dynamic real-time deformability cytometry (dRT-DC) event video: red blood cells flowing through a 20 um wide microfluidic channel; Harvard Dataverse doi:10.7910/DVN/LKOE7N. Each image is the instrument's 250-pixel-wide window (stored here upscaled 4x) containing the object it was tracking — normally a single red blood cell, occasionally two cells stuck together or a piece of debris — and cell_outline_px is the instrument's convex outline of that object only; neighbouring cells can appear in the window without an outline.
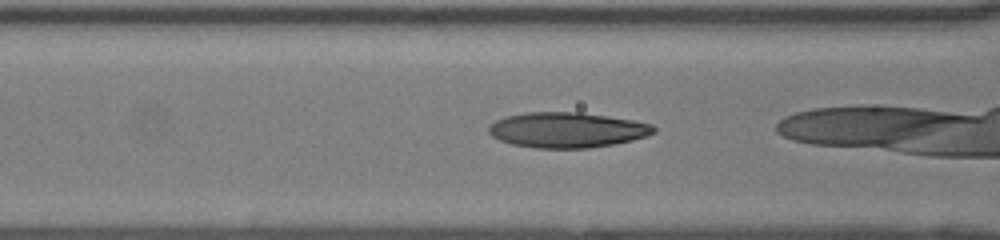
{"species": "human", "species_latin": "Homo sapiens", "temperature_condition": "room temperature", "stored_images_in_passage": 22, "camera_frame_rate_fps": 3000, "um_per_image_px": 0.085, "donor": {"sex": "female"}, "frame": {"image": 1, "passage_image": 3, "time_ms": 0.667, "image_size_px": [1000, 240], "cell_outline_px": [[656, 132], [648, 136], [632, 140], [612, 144], [588, 148], [536, 148], [512, 144], [500, 140], [492, 136], [488, 132], [488, 128], [496, 120], [508, 116], [528, 112], [580, 112], [608, 116], [632, 120], [652, 124], [656, 128]], "centroid_in_image_um": [48.22, 11.05], "position_along_channel_um": 118.4, "area_um2": 33.87}}
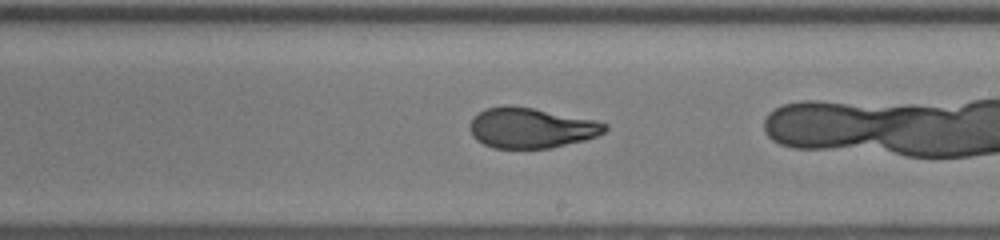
{"frame": {"image": 2, "passage_image": 12, "time_ms": 3.667, "image_size_px": [1000, 240], "cell_outline_px": [[608, 128], [604, 132], [596, 136], [584, 140], [552, 148], [492, 148], [476, 140], [472, 136], [468, 124], [484, 108], [504, 104], [508, 104], [532, 108], [596, 120], [608, 124]], "centroid_in_image_um": [45.13, 10.87], "position_along_channel_um": 243.9, "area_um2": 31.91}}
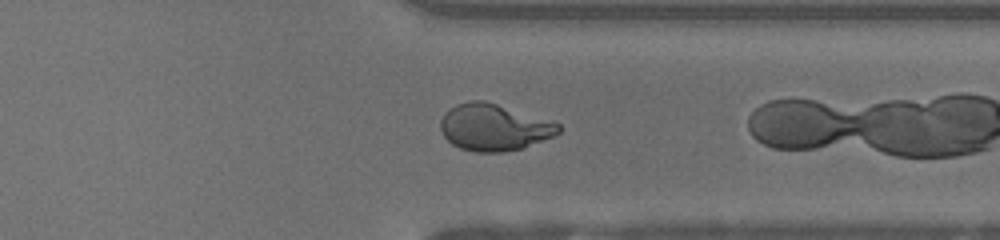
{"frame": {"image": 3, "passage_image": 21, "time_ms": 6.667, "image_size_px": [1000, 240], "cell_outline_px": [[560, 132], [552, 136], [524, 148], [504, 152], [476, 152], [460, 148], [452, 144], [444, 136], [440, 128], [440, 120], [444, 112], [448, 108], [456, 104], [468, 100], [484, 100], [552, 120], [560, 124]], "centroid_in_image_um": [41.97, 10.81], "position_along_channel_um": 369.4, "area_um2": 32.43}}